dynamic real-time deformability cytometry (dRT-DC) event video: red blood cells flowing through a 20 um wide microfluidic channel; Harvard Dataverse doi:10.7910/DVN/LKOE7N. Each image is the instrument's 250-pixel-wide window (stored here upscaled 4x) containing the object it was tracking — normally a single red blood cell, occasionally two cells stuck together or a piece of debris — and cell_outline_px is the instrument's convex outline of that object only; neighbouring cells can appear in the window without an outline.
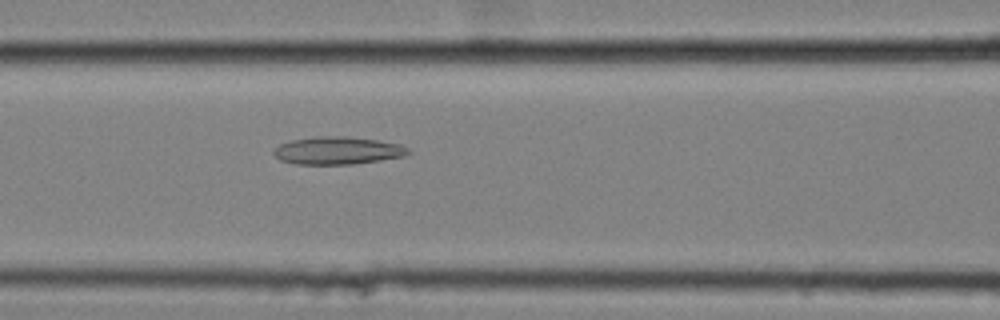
{"species": "common noctule bat (a hibernating species)", "species_latin": "Nyctalus noctula", "temperature_condition": "cold", "stored_images_in_passage": 58, "camera_frame_rate_fps": 3000, "um_per_image_px": 0.085, "animal": {"sex": "female", "body_mass_g": 25.1}, "frame": {"image": 1, "passage_image": 26, "time_ms": 8.333, "image_size_px": [1000, 320], "cell_outline_px": [[412, 152], [404, 156], [380, 160], [352, 164], [296, 164], [280, 160], [272, 152], [280, 144], [292, 140], [316, 136], [348, 136], [376, 140], [400, 144], [408, 148]], "centroid_in_image_um": [28.71, 12.79], "position_along_channel_um": 137.9, "area_um2": 21.62}}
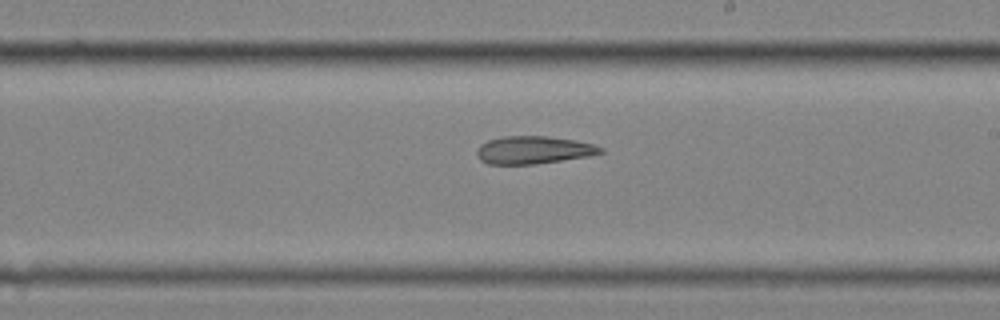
{"frame": {"image": 2, "passage_image": 35, "time_ms": 11.333, "image_size_px": [1000, 320], "cell_outline_px": [[604, 152], [592, 156], [532, 164], [488, 164], [480, 160], [476, 156], [476, 152], [480, 144], [488, 140], [504, 136], [548, 136], [576, 140], [592, 144], [604, 148]], "centroid_in_image_um": [45.35, 12.75], "position_along_channel_um": 243.6, "area_um2": 20.11}}
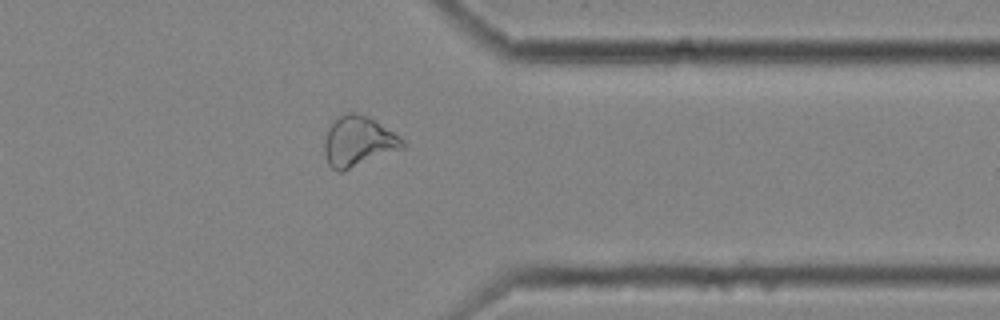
{"frame": {"image": 3, "passage_image": 47, "time_ms": 15.333, "image_size_px": [1000, 320], "cell_outline_px": [[404, 148], [344, 172], [340, 172], [332, 168], [328, 164], [324, 152], [324, 140], [328, 128], [340, 116], [348, 112], [356, 112], [368, 116], [400, 136], [404, 140]], "centroid_in_image_um": [30.46, 12.04], "position_along_channel_um": 380.9, "area_um2": 23.0}, "authors_computed_cell_mechanics": {"area_um2": 24.4783, "velocity_mm_per_s": 3.531, "shape_relaxation_time_tau1_ms": null, "shape_relaxation_time_tau2_ms": 9.6793, "deformation_change_tau1": null, "deformation_change_tau2": 0.2072}}